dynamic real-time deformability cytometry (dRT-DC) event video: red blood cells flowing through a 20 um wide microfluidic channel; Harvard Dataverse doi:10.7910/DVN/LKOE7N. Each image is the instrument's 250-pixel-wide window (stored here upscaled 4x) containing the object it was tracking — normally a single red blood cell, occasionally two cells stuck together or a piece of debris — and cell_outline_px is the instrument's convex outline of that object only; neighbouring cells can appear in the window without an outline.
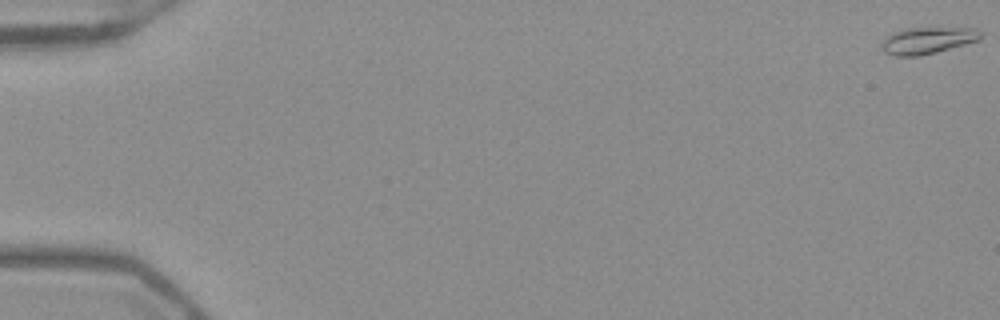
{"species": "Egyptian fruit bat (a non-hibernating species)", "species_latin": "Rousettus aegyptiacus", "temperature_condition": "warm", "stored_images_in_passage": 53, "camera_frame_rate_fps": 3000, "um_per_image_px": 0.085, "frame": {"image": 1, "passage_image": 1, "time_ms": 0.0, "image_size_px": [1000, 320], "cell_outline_px": [[984, 32], [980, 40], [936, 52], [920, 56], [892, 56], [884, 52], [880, 44], [892, 32], [908, 28], [976, 28]], "centroid_in_image_um": [78.86, 3.44], "position_along_channel_um": 6.1, "area_um2": 15.49}}
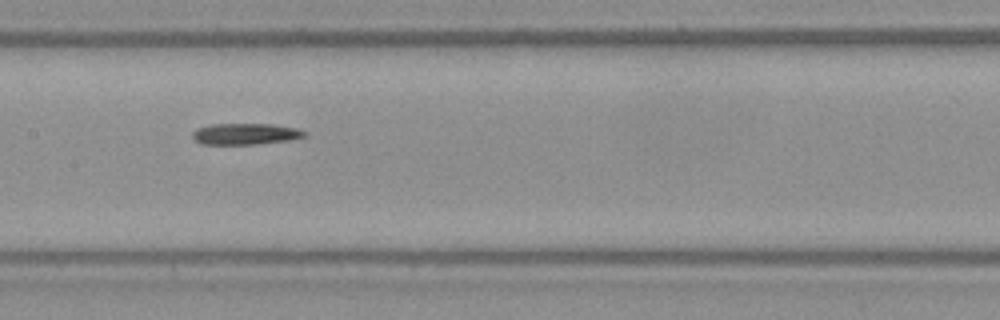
{"frame": {"image": 2, "passage_image": 28, "time_ms": 9.0, "image_size_px": [1000, 320], "cell_outline_px": [[308, 136], [292, 140], [256, 144], [200, 144], [192, 136], [192, 132], [196, 128], [212, 124], [272, 124], [296, 128], [308, 132]], "centroid_in_image_um": [20.9, 11.38], "position_along_channel_um": 186.5, "area_um2": 14.05}}
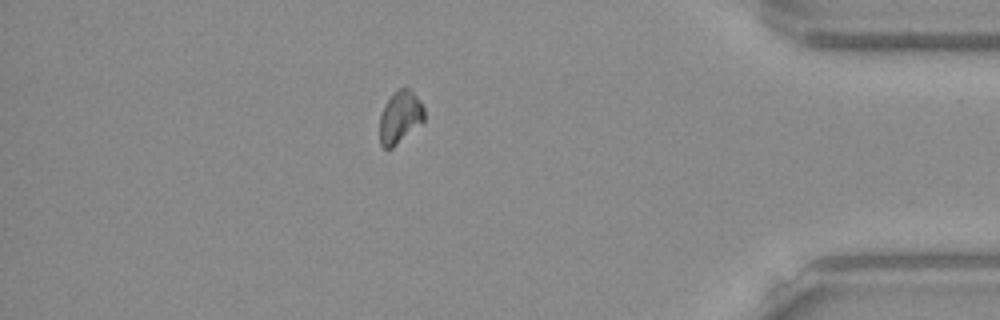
{"frame": {"image": 3, "passage_image": 47, "time_ms": 15.333, "image_size_px": [1000, 320], "cell_outline_px": [[424, 120], [392, 148], [384, 148], [380, 144], [380, 116], [384, 104], [392, 92], [396, 88], [408, 88], [420, 100], [424, 108]], "centroid_in_image_um": [33.98, 9.92], "position_along_channel_um": 401.2, "area_um2": 13.53}}